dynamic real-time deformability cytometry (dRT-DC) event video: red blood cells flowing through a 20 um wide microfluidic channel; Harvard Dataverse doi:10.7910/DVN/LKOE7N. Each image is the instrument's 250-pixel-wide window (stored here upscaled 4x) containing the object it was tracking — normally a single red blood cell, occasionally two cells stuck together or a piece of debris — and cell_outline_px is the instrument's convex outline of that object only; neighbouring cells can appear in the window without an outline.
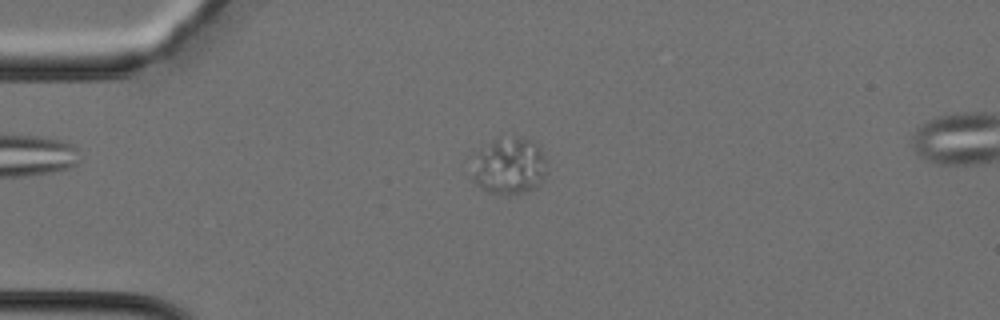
{"species": "Egyptian fruit bat (a non-hibernating species)", "species_latin": "Rousettus aegyptiacus", "temperature_condition": "cold", "stored_images_in_passage": 38, "camera_frame_rate_fps": 3000, "um_per_image_px": 0.085, "animal": {"sex": "female"}, "frame": {"image": 1, "passage_image": 8, "time_ms": 2.333, "image_size_px": [1000, 320], "cell_outline_px": [[548, 168], [544, 180], [536, 188], [528, 192], [504, 196], [488, 192], [480, 188], [468, 176], [476, 152], [480, 148], [496, 140], [532, 140], [540, 144]], "centroid_in_image_um": [43.27, 14.2], "position_along_channel_um": 41.7, "area_um2": 25.37}}
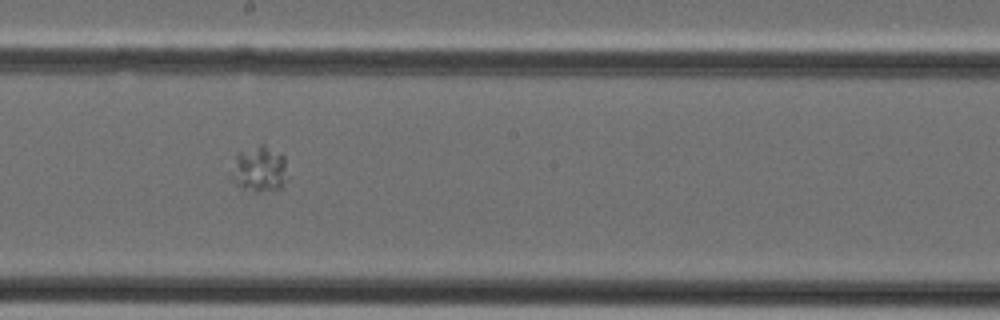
{"frame": {"image": 2, "passage_image": 20, "time_ms": 6.333, "image_size_px": [1000, 320], "cell_outline_px": [[288, 180], [284, 188], [260, 192], [256, 192], [244, 188], [236, 184], [228, 176], [236, 152], [260, 144], [264, 144], [284, 156]], "centroid_in_image_um": [22.03, 14.38], "position_along_channel_um": 226.2, "area_um2": 15.61}}
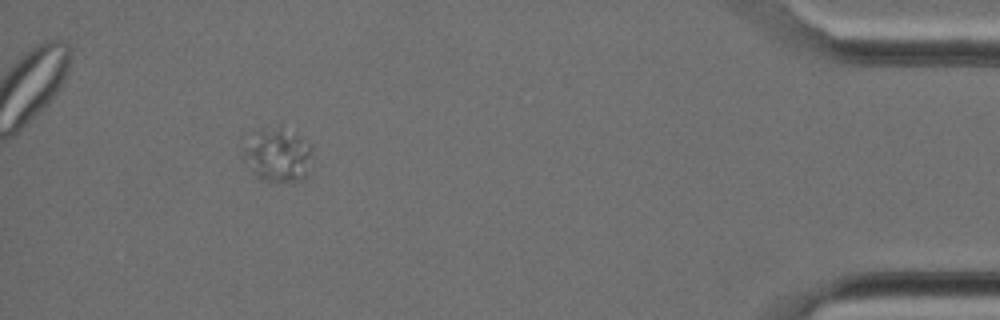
{"frame": {"image": 3, "passage_image": 34, "time_ms": 11.0, "image_size_px": [1000, 320], "cell_outline_px": [[312, 152], [308, 176], [300, 180], [264, 180], [256, 176], [252, 172], [244, 156], [244, 148], [260, 132], [280, 128], [300, 136], [312, 148]], "centroid_in_image_um": [23.69, 13.24], "position_along_channel_um": 411.5, "area_um2": 20.29}}